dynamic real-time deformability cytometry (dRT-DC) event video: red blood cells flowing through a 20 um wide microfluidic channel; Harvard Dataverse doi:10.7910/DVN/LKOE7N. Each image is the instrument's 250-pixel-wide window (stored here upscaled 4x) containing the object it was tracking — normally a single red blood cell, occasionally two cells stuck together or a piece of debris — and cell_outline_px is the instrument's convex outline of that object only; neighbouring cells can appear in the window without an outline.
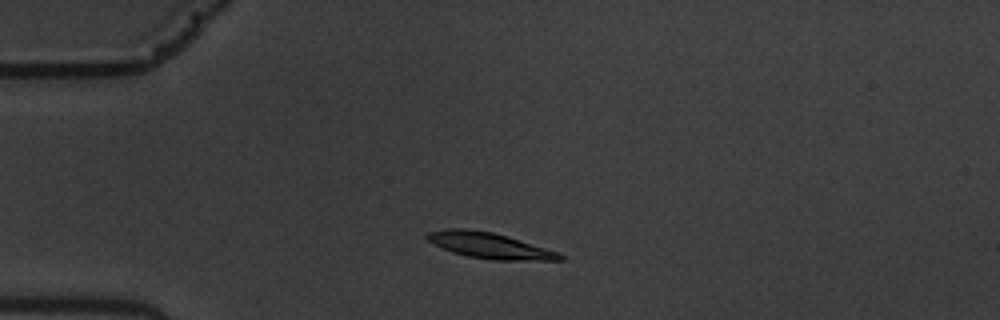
{"species": "common noctule bat (a hibernating species)", "species_latin": "Nyctalus noctula", "temperature_condition": "warm", "stored_images_in_passage": 44, "camera_frame_rate_fps": 3000, "um_per_image_px": 0.085, "animal": {"sex": "male", "body_mass_g": 19.5, "forearm_length_mm": 54.6}, "frame": {"image": 1, "passage_image": 1, "time_ms": 0.0, "image_size_px": [1000, 320], "cell_outline_px": [[564, 260], [492, 260], [468, 256], [452, 252], [432, 244], [424, 236], [428, 232], [448, 228], [464, 228], [492, 232], [508, 236], [556, 252], [564, 256]], "centroid_in_image_um": [41.54, 20.86], "position_along_channel_um": 43.5, "area_um2": 19.83}}
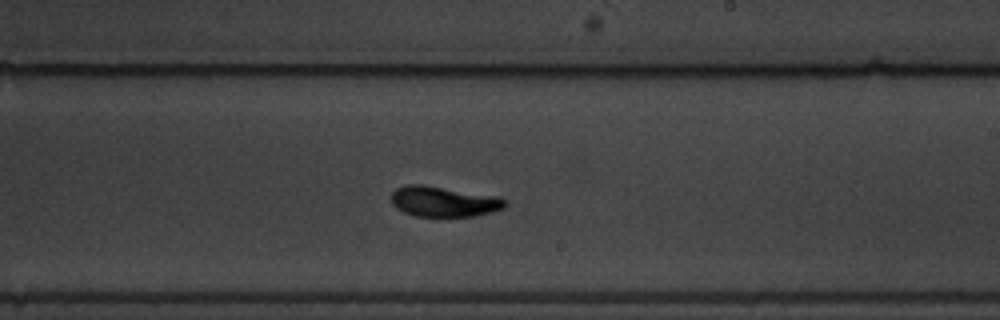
{"frame": {"image": 2, "passage_image": 21, "time_ms": 6.667, "image_size_px": [1000, 320], "cell_outline_px": [[508, 204], [504, 208], [492, 212], [472, 216], [416, 216], [404, 212], [396, 208], [392, 204], [392, 192], [396, 188], [408, 184], [424, 184], [500, 196], [508, 200]], "centroid_in_image_um": [37.76, 17.11], "position_along_channel_um": 251.2, "area_um2": 20.46}}
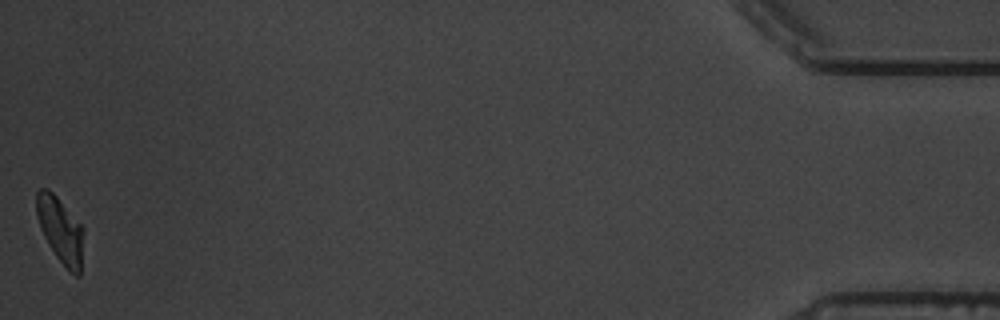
{"frame": {"image": 3, "passage_image": 44, "time_ms": 14.333, "image_size_px": [1000, 320], "cell_outline_px": [[84, 232], [80, 276], [76, 276], [56, 256], [48, 244], [40, 228], [36, 212], [36, 192], [40, 188], [48, 188], [56, 196], [84, 228]], "centroid_in_image_um": [5.13, 19.53], "position_along_channel_um": 430.1, "area_um2": 17.86}, "authors_computed_cell_mechanics": {"area_um2": 19.5364, "velocity_mm_per_s": 3.5155, "shape_relaxation_time_tau1_ms": 3.2787, "shape_relaxation_time_tau2_ms": 1.571, "deformation_change_tau1": 0.1656, "deformation_change_tau2": 0.0715}}